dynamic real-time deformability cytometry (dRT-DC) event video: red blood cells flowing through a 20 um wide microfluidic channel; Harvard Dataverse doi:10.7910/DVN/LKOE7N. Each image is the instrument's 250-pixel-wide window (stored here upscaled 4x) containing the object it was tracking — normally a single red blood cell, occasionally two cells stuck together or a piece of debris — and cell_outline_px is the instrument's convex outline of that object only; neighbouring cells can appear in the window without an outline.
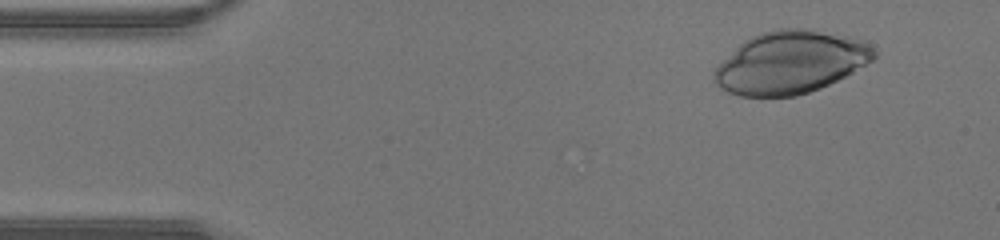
{"species": "human", "species_latin": "Homo sapiens", "temperature_condition": "warm", "stored_images_in_passage": 39, "camera_frame_rate_fps": 3000, "um_per_image_px": 0.085, "donor": {"sex": "male"}, "frame": {"image": 1, "passage_image": 4, "time_ms": 1.0, "image_size_px": [1000, 240], "cell_outline_px": [[876, 56], [872, 60], [852, 72], [820, 88], [796, 96], [740, 96], [728, 92], [720, 88], [716, 84], [712, 76], [716, 68], [740, 44], [752, 36], [760, 32], [780, 28], [808, 28], [848, 36], [864, 40], [876, 52]], "centroid_in_image_um": [67.19, 5.29], "position_along_channel_um": 17.8, "area_um2": 57.8}}
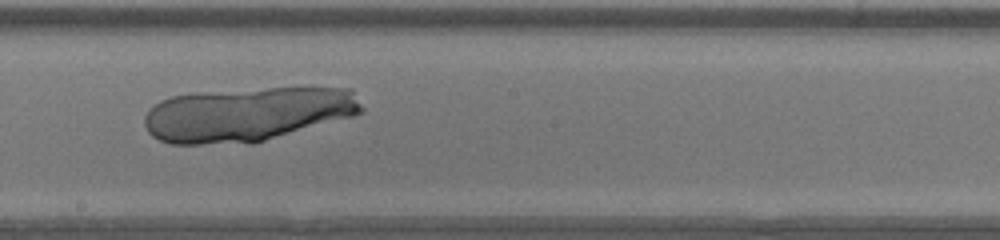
{"frame": {"image": 2, "passage_image": 24, "time_ms": 7.667, "image_size_px": [1000, 240], "cell_outline_px": [[364, 112], [352, 116], [252, 144], [172, 144], [160, 140], [152, 136], [148, 132], [144, 124], [144, 116], [148, 108], [160, 100], [172, 96], [196, 92], [268, 88], [352, 88], [364, 108]], "centroid_in_image_um": [20.99, 9.71], "position_along_channel_um": 227.2, "area_um2": 69.13}}
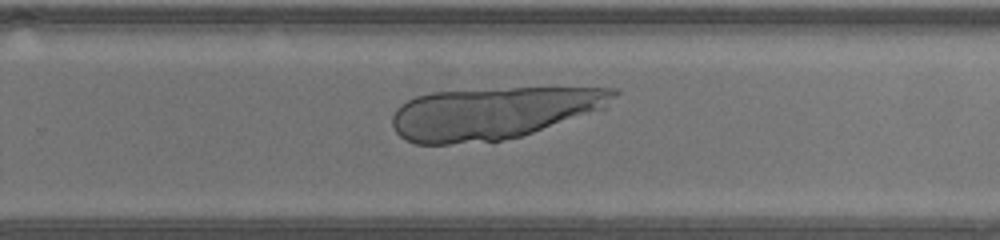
{"frame": {"image": 3, "passage_image": 28, "time_ms": 9.0, "image_size_px": [1000, 240], "cell_outline_px": [[620, 92], [604, 108], [520, 136], [500, 140], [448, 144], [416, 144], [404, 140], [396, 132], [392, 124], [392, 116], [396, 108], [400, 104], [416, 96], [432, 92], [512, 88], [620, 88]], "centroid_in_image_um": [41.87, 9.6], "position_along_channel_um": 287.9, "area_um2": 66.64}}